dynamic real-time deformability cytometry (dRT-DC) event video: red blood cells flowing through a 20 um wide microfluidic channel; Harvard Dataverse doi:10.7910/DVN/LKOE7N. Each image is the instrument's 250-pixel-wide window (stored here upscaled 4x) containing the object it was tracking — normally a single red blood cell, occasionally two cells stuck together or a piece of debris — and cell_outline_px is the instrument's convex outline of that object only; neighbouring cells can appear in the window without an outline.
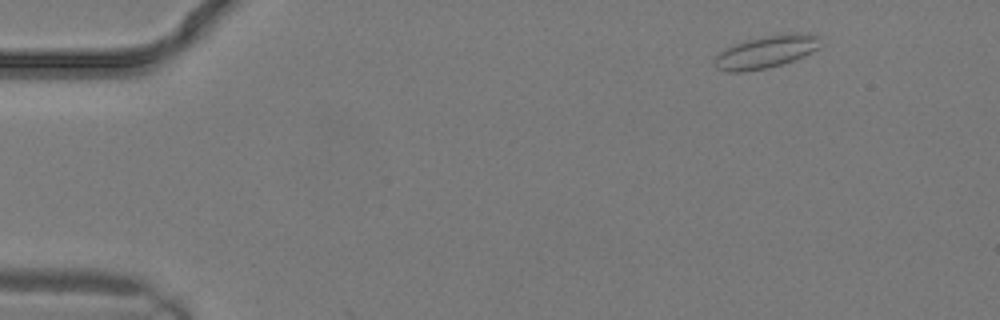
{"species": "common noctule bat (a hibernating species)", "species_latin": "Nyctalus noctula", "temperature_condition": "warm", "stored_images_in_passage": 7, "camera_frame_rate_fps": 3000, "um_per_image_px": 0.085, "animal": {"sex": "male", "body_mass_g": 19.2, "forearm_length_mm": 51.8}, "frame": {"image": 1, "passage_image": 2, "time_ms": 0.333, "image_size_px": [1000, 320], "cell_outline_px": [[820, 36], [816, 48], [812, 52], [804, 56], [784, 64], [768, 68], [740, 72], [724, 72], [716, 68], [712, 60], [720, 52], [736, 44], [748, 40], [764, 36], [792, 32], [796, 32]], "centroid_in_image_um": [65.08, 4.43], "position_along_channel_um": 19.9, "area_um2": 19.94}}